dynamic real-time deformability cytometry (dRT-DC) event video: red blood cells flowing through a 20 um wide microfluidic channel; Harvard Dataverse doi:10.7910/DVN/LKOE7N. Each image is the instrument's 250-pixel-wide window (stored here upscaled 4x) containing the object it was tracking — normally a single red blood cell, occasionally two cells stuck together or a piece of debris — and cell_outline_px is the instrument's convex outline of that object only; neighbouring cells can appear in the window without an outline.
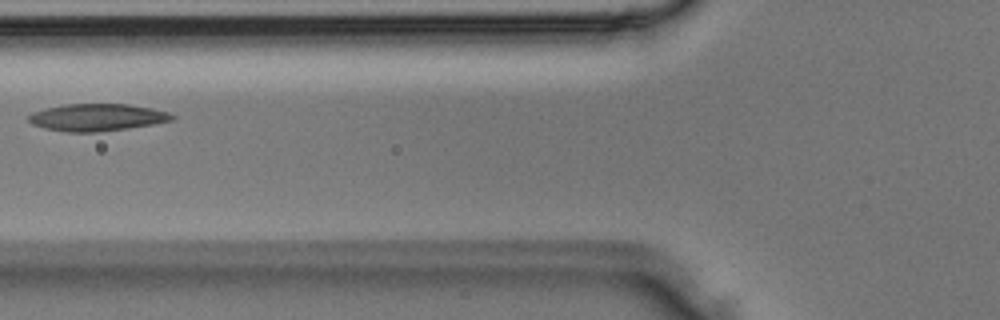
{"species": "Egyptian fruit bat (a non-hibernating species)", "species_latin": "Rousettus aegyptiacus", "temperature_condition": "room temperature", "stored_images_in_passage": 3, "camera_frame_rate_fps": 3000, "um_per_image_px": 0.085, "animal": {"sex": "male"}, "frame": {"image": 1, "passage_image": 3, "time_ms": 0.667, "image_size_px": [1000, 320], "cell_outline_px": [[176, 116], [172, 120], [152, 124], [128, 128], [100, 132], [64, 132], [44, 128], [32, 124], [28, 120], [28, 116], [32, 112], [44, 108], [64, 104], [128, 104], [152, 108], [168, 112]], "centroid_in_image_um": [8.22, 9.97], "position_along_channel_um": 117.6, "area_um2": 22.83}}